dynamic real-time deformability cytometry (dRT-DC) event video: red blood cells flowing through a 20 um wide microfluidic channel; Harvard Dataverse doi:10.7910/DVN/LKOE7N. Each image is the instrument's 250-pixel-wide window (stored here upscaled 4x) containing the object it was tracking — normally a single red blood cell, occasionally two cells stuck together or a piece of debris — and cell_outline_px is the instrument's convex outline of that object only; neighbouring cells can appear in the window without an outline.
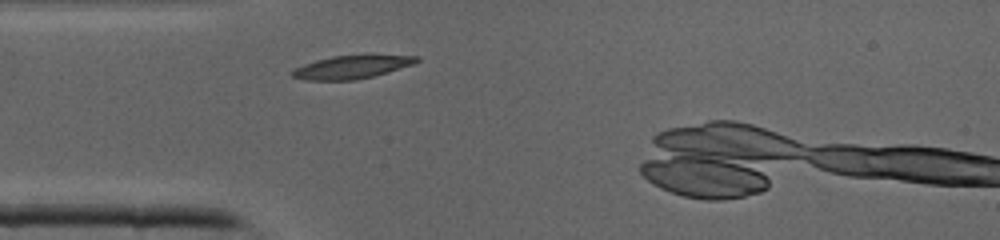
{"species": "common noctule bat (a hibernating species)", "species_latin": "Nyctalus noctula", "temperature_condition": "cold", "stored_images_in_passage": 27, "camera_frame_rate_fps": 3000, "um_per_image_px": 0.085, "animal": {"sex": "male", "body_mass_g": 19.0, "forearm_length_mm": 50.8}, "frame": {"image": 1, "passage_image": 4, "time_ms": 1.0, "image_size_px": [1000, 240], "cell_outline_px": [[420, 60], [412, 64], [388, 72], [356, 80], [304, 80], [292, 76], [288, 72], [304, 64], [316, 60], [332, 56], [420, 56]], "centroid_in_image_um": [29.82, 5.72], "position_along_channel_um": 55.2, "area_um2": 16.36}}
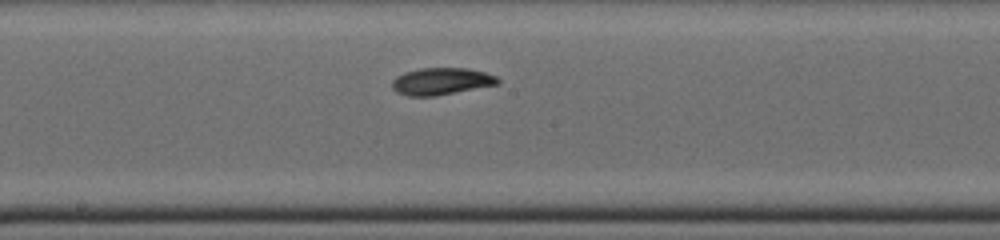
{"frame": {"image": 2, "passage_image": 14, "time_ms": 4.333, "image_size_px": [1000, 240], "cell_outline_px": [[500, 84], [436, 96], [408, 96], [396, 92], [392, 88], [392, 80], [396, 76], [404, 72], [420, 68], [468, 68], [484, 72], [496, 76], [500, 80]], "centroid_in_image_um": [37.51, 6.91], "position_along_channel_um": 210.7, "area_um2": 16.82}}
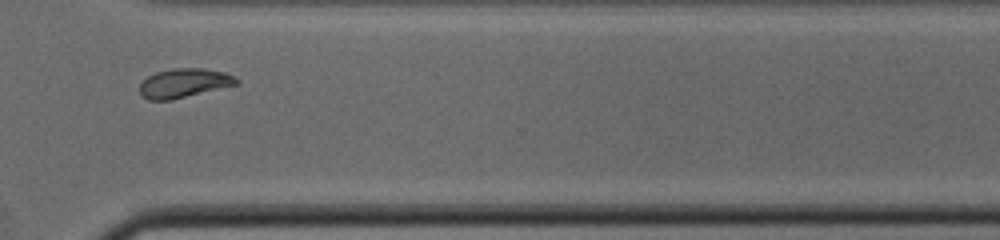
{"frame": {"image": 3, "passage_image": 23, "time_ms": 7.333, "image_size_px": [1000, 240], "cell_outline_px": [[240, 84], [172, 100], [148, 100], [140, 96], [140, 84], [148, 76], [156, 72], [172, 68], [204, 68], [224, 72], [240, 80]], "centroid_in_image_um": [15.65, 7.07], "position_along_channel_um": 355.0, "area_um2": 16.59}}